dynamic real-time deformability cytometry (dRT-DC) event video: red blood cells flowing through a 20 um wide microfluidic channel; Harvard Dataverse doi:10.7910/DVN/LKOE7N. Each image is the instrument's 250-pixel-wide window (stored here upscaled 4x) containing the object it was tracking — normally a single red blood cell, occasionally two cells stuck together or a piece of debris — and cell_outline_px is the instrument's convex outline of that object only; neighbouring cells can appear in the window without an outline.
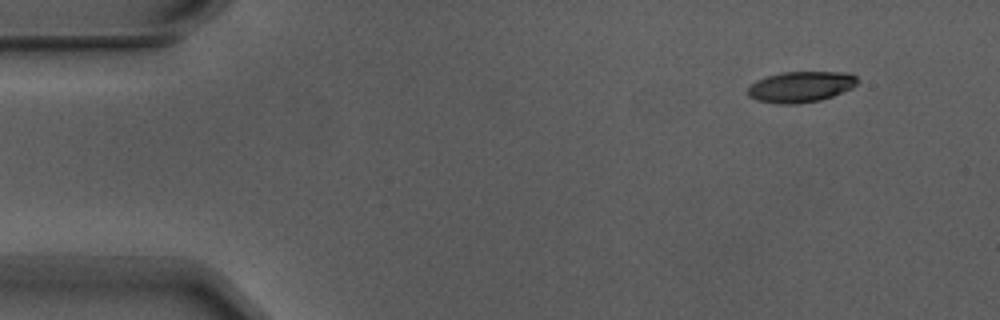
{"species": "Egyptian fruit bat (a non-hibernating species)", "species_latin": "Rousettus aegyptiacus", "temperature_condition": "warm", "stored_images_in_passage": 5, "segment_of_instrument_passage": [1, 2], "camera_frame_rate_fps": 3000, "um_per_image_px": 0.085, "animal": {"sex": "male"}, "frame": {"image": 1, "passage_image": 1, "time_ms": 0.0, "image_size_px": [1000, 320], "cell_outline_px": [[860, 80], [852, 88], [832, 96], [820, 100], [796, 104], [780, 104], [756, 100], [748, 96], [748, 88], [756, 80], [780, 72], [848, 72], [856, 76]], "centroid_in_image_um": [68.07, 7.37], "position_along_channel_um": 16.9, "area_um2": 19.77}}
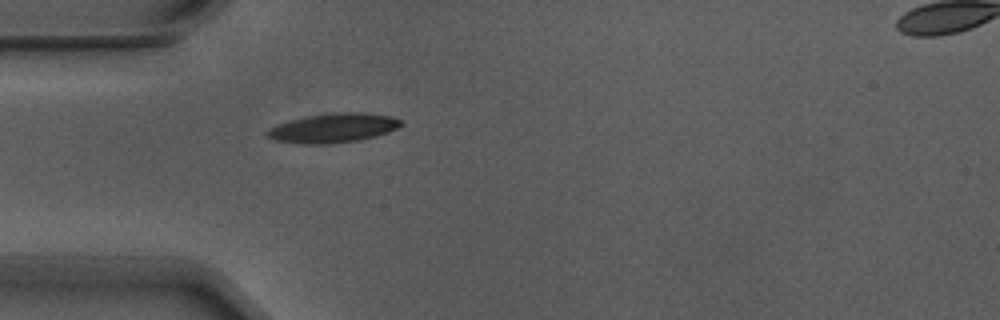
{"frame": {"image": 2, "passage_image": 4, "time_ms": 1.0, "image_size_px": [1000, 320], "cell_outline_px": [[404, 124], [388, 132], [376, 136], [360, 140], [328, 144], [304, 144], [276, 140], [268, 136], [264, 132], [268, 128], [276, 124], [308, 116], [332, 112], [368, 112], [392, 116], [400, 120]], "centroid_in_image_um": [28.34, 10.87], "position_along_channel_um": 56.7, "area_um2": 22.95}}